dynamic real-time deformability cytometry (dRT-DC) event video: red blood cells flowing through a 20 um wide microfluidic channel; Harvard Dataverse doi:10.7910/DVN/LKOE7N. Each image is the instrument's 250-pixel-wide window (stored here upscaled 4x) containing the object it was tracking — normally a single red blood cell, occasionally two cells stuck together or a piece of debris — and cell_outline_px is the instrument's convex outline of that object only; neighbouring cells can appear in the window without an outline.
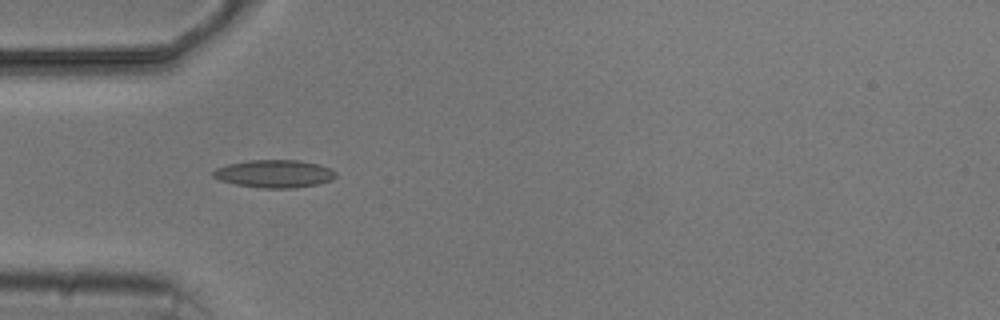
{"species": "common noctule bat (a hibernating species)", "species_latin": "Nyctalus noctula", "temperature_condition": "cold", "stored_images_in_passage": 2, "camera_frame_rate_fps": 3000, "um_per_image_px": 0.085, "animal": {"sex": "male", "body_mass_g": 20.5, "forearm_length_mm": 52.5}, "frame": {"image": 1, "passage_image": 1, "time_ms": 0.0, "image_size_px": [1000, 320], "cell_outline_px": [[336, 176], [332, 180], [316, 184], [292, 188], [260, 188], [236, 184], [220, 180], [212, 176], [212, 172], [216, 168], [228, 164], [248, 160], [300, 160], [320, 164], [332, 168], [336, 172]], "centroid_in_image_um": [23.34, 14.76], "position_along_channel_um": 61.7, "area_um2": 19.94}}
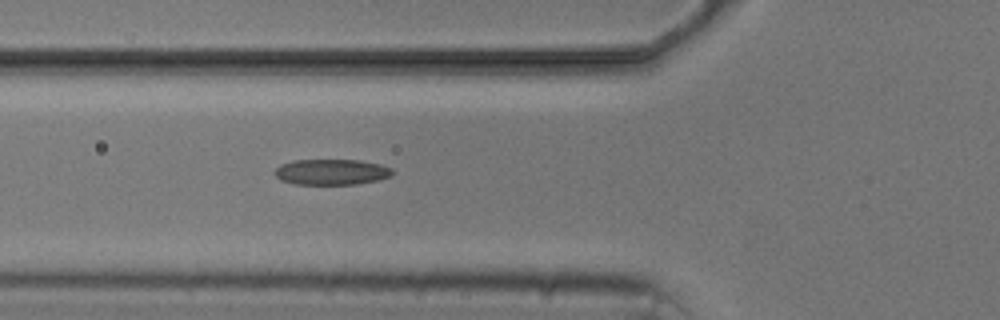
{"frame": {"image": 2, "passage_image": 2, "time_ms": 1.0, "image_size_px": [1000, 320], "cell_outline_px": [[396, 172], [392, 176], [376, 180], [356, 184], [296, 184], [280, 180], [272, 172], [280, 164], [292, 160], [360, 160], [380, 164], [392, 168]], "centroid_in_image_um": [28.18, 14.61], "position_along_channel_um": 97.6, "area_um2": 17.8}}